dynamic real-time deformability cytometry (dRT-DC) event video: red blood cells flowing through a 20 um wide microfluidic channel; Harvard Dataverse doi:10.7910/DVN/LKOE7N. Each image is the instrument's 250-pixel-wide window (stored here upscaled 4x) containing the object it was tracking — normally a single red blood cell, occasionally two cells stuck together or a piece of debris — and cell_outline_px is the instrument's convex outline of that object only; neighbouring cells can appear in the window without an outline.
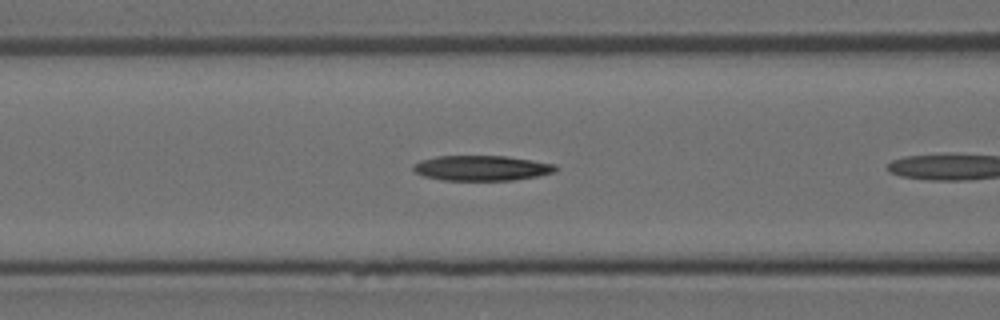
{"species": "Egyptian fruit bat (a non-hibernating species)", "species_latin": "Rousettus aegyptiacus", "temperature_condition": "room temperature", "stored_images_in_passage": 7, "camera_frame_rate_fps": 3000, "um_per_image_px": 0.085, "animal": {"sex": "female"}, "frame": {"image": 1, "passage_image": 6, "time_ms": 1.667, "image_size_px": [1000, 320], "cell_outline_px": [[556, 172], [536, 176], [512, 180], [444, 180], [424, 176], [416, 172], [412, 168], [420, 160], [436, 156], [508, 156], [556, 164]], "centroid_in_image_um": [40.96, 14.28], "position_along_channel_um": 125.6, "area_um2": 20.75}}